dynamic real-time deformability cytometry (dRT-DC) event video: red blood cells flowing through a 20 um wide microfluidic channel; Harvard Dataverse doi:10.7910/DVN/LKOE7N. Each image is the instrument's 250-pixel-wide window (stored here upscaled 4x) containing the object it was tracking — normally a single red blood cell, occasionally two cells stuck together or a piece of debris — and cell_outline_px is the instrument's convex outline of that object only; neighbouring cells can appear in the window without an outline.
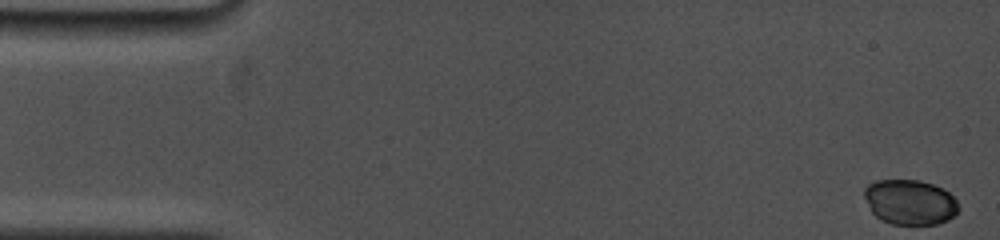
{"species": "common noctule bat (a hibernating species)", "species_latin": "Nyctalus noctula", "temperature_condition": "cold", "stored_images_in_passage": 53, "camera_frame_rate_fps": 5000, "um_per_image_px": 0.085, "animal": {"sex": "female", "body_mass_g": 19.0, "forearm_length_mm": 53.3}, "frame": {"image": 1, "passage_image": 1, "time_ms": 0.0, "image_size_px": [1000, 240], "cell_outline_px": [[960, 208], [956, 216], [948, 220], [936, 224], [892, 224], [880, 220], [872, 212], [864, 196], [864, 188], [868, 184], [876, 180], [920, 180], [944, 188], [956, 200]], "centroid_in_image_um": [77.37, 17.18], "position_along_channel_um": 7.6, "area_um2": 24.97}}
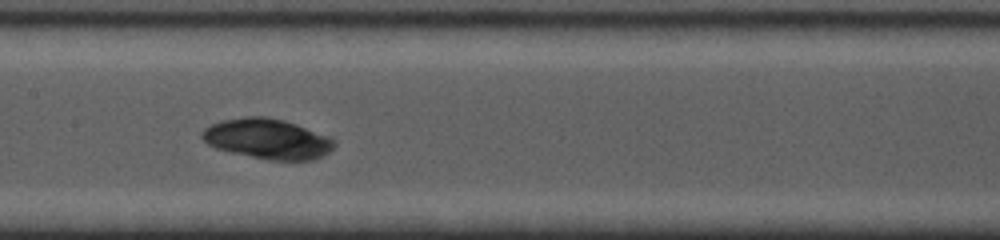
{"frame": {"image": 2, "passage_image": 27, "time_ms": 8.2, "image_size_px": [1000, 240], "cell_outline_px": [[336, 144], [324, 156], [312, 160], [268, 160], [232, 152], [216, 148], [208, 144], [200, 136], [200, 132], [204, 128], [212, 124], [224, 120], [244, 116], [268, 116], [284, 120], [296, 124], [328, 136]], "centroid_in_image_um": [22.72, 11.8], "position_along_channel_um": 184.7, "area_um2": 30.87}}
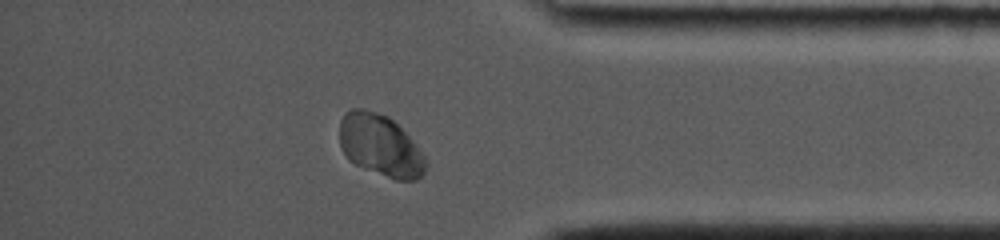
{"frame": {"image": 3, "passage_image": 47, "time_ms": 14.2, "image_size_px": [1000, 240], "cell_outline_px": [[428, 168], [416, 180], [396, 180], [356, 164], [348, 160], [340, 148], [340, 120], [344, 112], [352, 108], [364, 108], [388, 116], [412, 140], [428, 160]], "centroid_in_image_um": [32.32, 12.35], "position_along_channel_um": 402.9, "area_um2": 31.04}}